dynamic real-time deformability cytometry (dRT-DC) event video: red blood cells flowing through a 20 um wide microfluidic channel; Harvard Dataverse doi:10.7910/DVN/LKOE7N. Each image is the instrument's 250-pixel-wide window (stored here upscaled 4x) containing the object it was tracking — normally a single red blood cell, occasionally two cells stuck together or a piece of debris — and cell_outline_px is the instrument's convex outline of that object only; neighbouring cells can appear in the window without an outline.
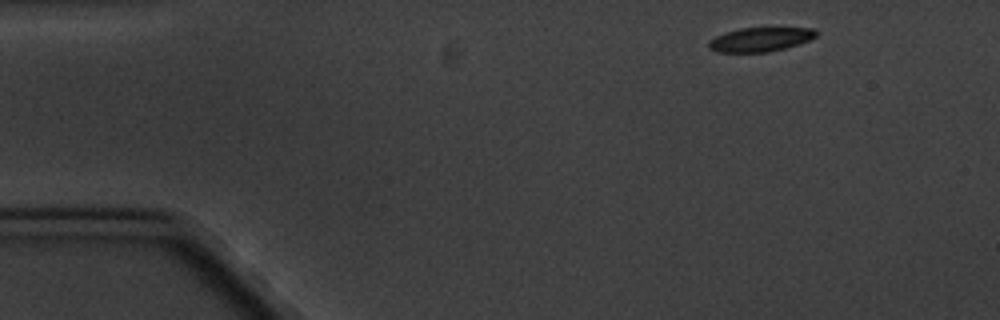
{"species": "common noctule bat (a hibernating species)", "species_latin": "Nyctalus noctula", "temperature_condition": "cold", "stored_images_in_passage": 5, "camera_frame_rate_fps": 3000, "um_per_image_px": 0.085, "animal": {"sex": "male", "body_mass_g": 20.1, "forearm_length_mm": 53.5}, "frame": {"image": 1, "passage_image": 1, "time_ms": 0.0, "image_size_px": [1000, 320], "cell_outline_px": [[820, 32], [816, 36], [808, 40], [784, 48], [768, 52], [716, 52], [708, 48], [708, 40], [724, 32], [740, 28], [812, 28]], "centroid_in_image_um": [64.58, 3.35], "position_along_channel_um": 20.4, "area_um2": 15.09}}
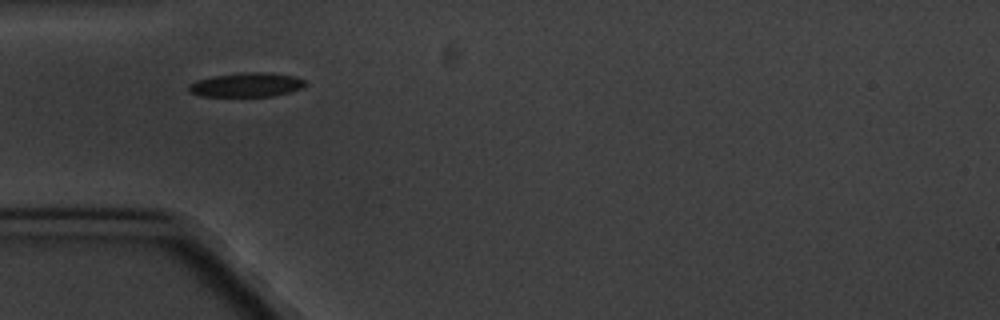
{"frame": {"image": 2, "passage_image": 4, "time_ms": 3.667, "image_size_px": [1000, 320], "cell_outline_px": [[304, 84], [300, 88], [288, 92], [272, 96], [200, 96], [188, 92], [188, 84], [196, 80], [212, 76], [244, 72], [272, 72], [296, 76], [304, 80]], "centroid_in_image_um": [20.9, 7.2], "position_along_channel_um": 64.1, "area_um2": 16.47}}